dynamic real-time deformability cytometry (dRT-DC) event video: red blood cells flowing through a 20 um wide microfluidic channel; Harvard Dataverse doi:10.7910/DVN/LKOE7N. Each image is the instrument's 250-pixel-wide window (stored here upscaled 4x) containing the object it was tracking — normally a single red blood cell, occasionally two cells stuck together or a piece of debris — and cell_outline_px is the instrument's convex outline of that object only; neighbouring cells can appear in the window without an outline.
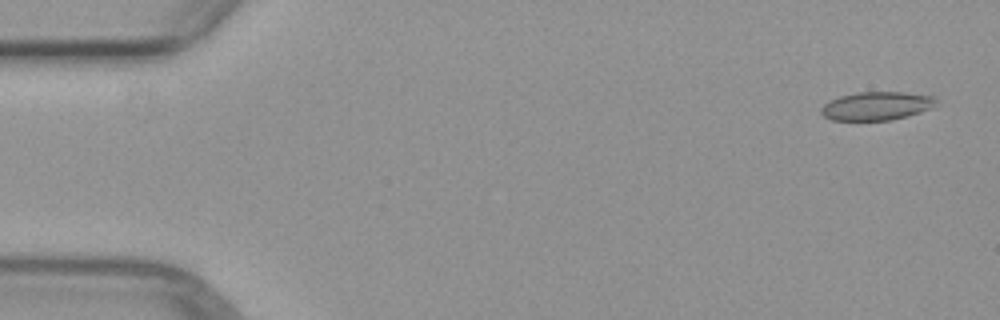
{"species": "common noctule bat (a hibernating species)", "species_latin": "Nyctalus noctula", "temperature_condition": "warm", "stored_images_in_passage": 5, "camera_frame_rate_fps": 3000, "um_per_image_px": 0.085, "animal": {"sex": "female", "body_mass_g": 29.2, "forearm_length_mm": 56.3}, "frame": {"image": 1, "passage_image": 1, "time_ms": 0.0, "image_size_px": [1000, 320], "cell_outline_px": [[940, 104], [932, 108], [908, 116], [892, 120], [832, 120], [824, 116], [820, 112], [820, 108], [824, 104], [840, 96], [860, 92], [904, 92], [932, 96]], "centroid_in_image_um": [74.54, 9.01], "position_along_channel_um": 10.5, "area_um2": 19.07}}
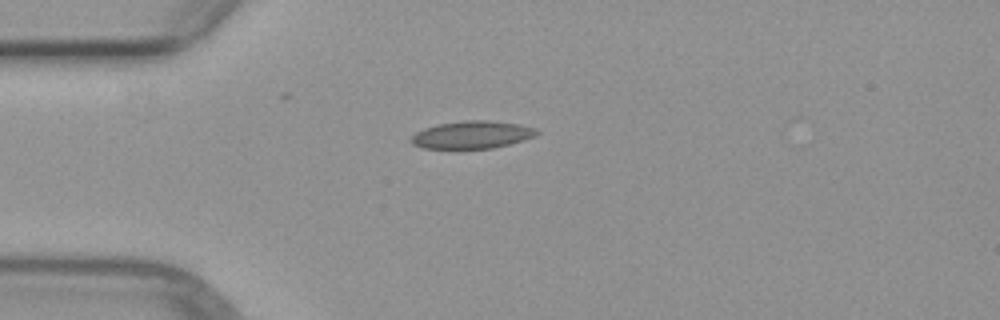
{"frame": {"image": 2, "passage_image": 4, "time_ms": 3.667, "image_size_px": [1000, 320], "cell_outline_px": [[540, 132], [536, 136], [524, 140], [492, 148], [424, 148], [412, 144], [412, 136], [416, 132], [424, 128], [436, 124], [464, 120], [488, 120], [520, 124], [536, 128]], "centroid_in_image_um": [40.16, 11.44], "position_along_channel_um": 44.8, "area_um2": 20.17}}